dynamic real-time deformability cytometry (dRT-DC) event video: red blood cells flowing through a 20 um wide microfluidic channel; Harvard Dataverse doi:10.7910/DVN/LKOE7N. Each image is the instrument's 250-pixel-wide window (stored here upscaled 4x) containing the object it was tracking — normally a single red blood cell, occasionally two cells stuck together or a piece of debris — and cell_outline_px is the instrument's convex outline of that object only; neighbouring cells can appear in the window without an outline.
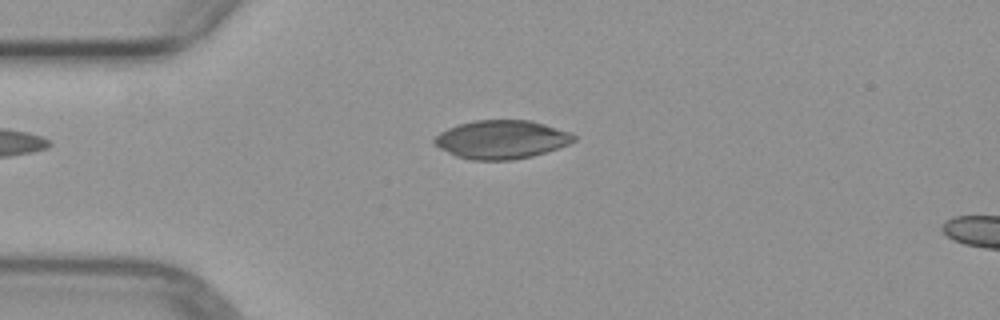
{"species": "common noctule bat (a hibernating species)", "species_latin": "Nyctalus noctula", "temperature_condition": "warm", "stored_images_in_passage": 4, "camera_frame_rate_fps": 3000, "um_per_image_px": 0.085, "animal": {"sex": "female", "body_mass_g": 29.2, "forearm_length_mm": 56.3}, "frame": {"image": 1, "passage_image": 4, "time_ms": 4.333, "image_size_px": [1000, 320], "cell_outline_px": [[576, 140], [568, 144], [532, 156], [512, 160], [472, 160], [456, 156], [432, 144], [432, 140], [440, 132], [448, 128], [460, 124], [476, 120], [532, 120], [572, 132], [576, 136]], "centroid_in_image_um": [42.63, 11.85], "position_along_channel_um": 42.4, "area_um2": 31.33}}